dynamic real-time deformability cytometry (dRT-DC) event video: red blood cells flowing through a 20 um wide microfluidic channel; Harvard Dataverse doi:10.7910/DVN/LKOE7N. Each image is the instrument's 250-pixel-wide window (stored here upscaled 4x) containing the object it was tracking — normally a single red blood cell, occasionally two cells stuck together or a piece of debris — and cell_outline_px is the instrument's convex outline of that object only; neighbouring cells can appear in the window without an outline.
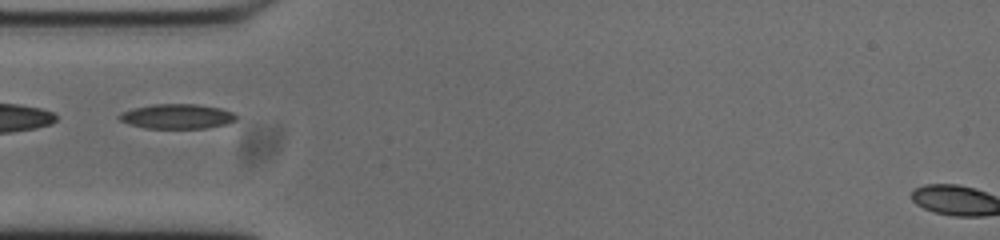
{"species": "common noctule bat (a hibernating species)", "species_latin": "Nyctalus noctula", "temperature_condition": "cold", "stored_images_in_passage": 21, "camera_frame_rate_fps": 3000, "um_per_image_px": 0.085, "animal": {"sex": "male", "body_mass_g": 20.0, "forearm_length_mm": 53.3}, "frame": {"image": 1, "passage_image": 1, "time_ms": 0.0, "image_size_px": [1000, 240], "cell_outline_px": [[236, 120], [228, 124], [204, 128], [144, 128], [128, 124], [120, 120], [116, 116], [132, 108], [152, 104], [196, 104], [220, 108], [232, 112], [236, 116]], "centroid_in_image_um": [15.03, 9.89], "position_along_channel_um": 70.0, "area_um2": 16.88}}
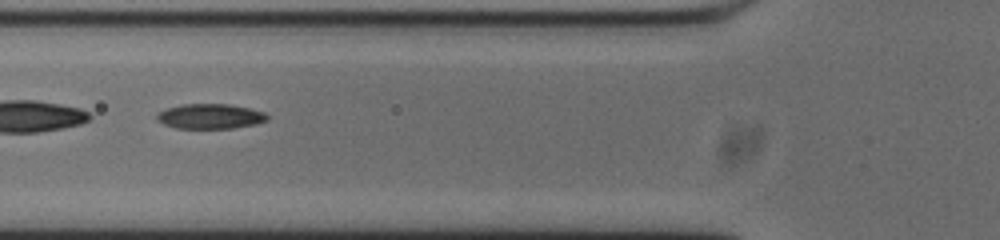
{"frame": {"image": 2, "passage_image": 4, "time_ms": 1.0, "image_size_px": [1000, 240], "cell_outline_px": [[268, 120], [256, 124], [232, 128], [176, 128], [164, 124], [156, 120], [156, 112], [180, 104], [228, 104], [248, 108], [264, 112], [268, 116]], "centroid_in_image_um": [17.83, 9.88], "position_along_channel_um": 108.0, "area_um2": 16.07}}